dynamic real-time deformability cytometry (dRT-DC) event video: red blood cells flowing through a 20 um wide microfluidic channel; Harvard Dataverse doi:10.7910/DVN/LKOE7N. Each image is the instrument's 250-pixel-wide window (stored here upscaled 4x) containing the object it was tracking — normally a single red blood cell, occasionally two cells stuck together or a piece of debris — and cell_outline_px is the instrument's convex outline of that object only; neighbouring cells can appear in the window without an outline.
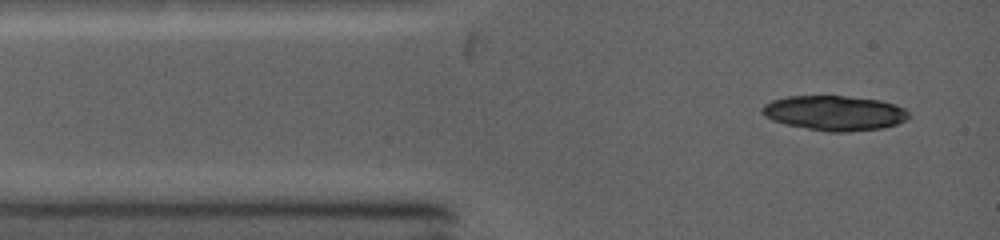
{"species": "common noctule bat (a hibernating species)", "species_latin": "Nyctalus noctula", "temperature_condition": "warm", "stored_images_in_passage": 1, "camera_frame_rate_fps": 5000, "um_per_image_px": 0.085, "animal": {"sex": "female", "body_mass_g": 19.0, "forearm_length_mm": 53.3}, "frame": {"image": 1, "passage_image": 1, "time_ms": 0.0, "image_size_px": [1000, 240], "cell_outline_px": [[912, 116], [896, 124], [884, 128], [848, 132], [828, 132], [784, 124], [772, 120], [764, 116], [760, 108], [764, 104], [772, 100], [788, 96], [848, 96], [880, 100], [896, 104], [904, 108]], "centroid_in_image_um": [70.94, 9.61], "position_along_channel_um": 14.1, "area_um2": 30.06}}